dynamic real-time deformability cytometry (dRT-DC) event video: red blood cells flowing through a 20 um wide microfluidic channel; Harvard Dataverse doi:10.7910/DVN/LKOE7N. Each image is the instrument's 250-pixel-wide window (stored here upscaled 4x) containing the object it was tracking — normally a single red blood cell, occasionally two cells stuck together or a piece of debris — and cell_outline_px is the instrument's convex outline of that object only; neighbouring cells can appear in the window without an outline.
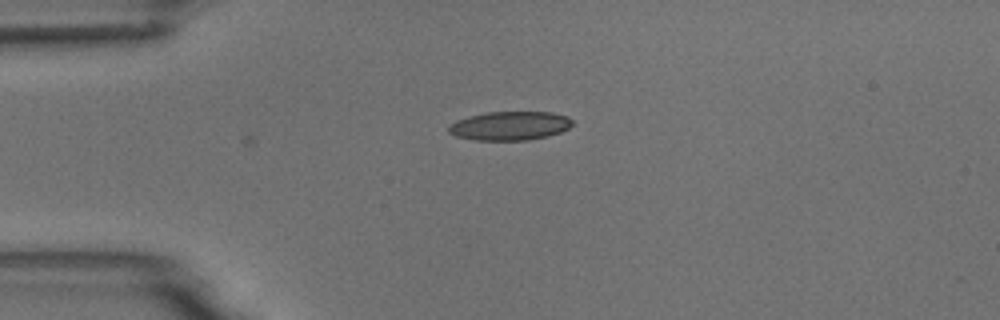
{"species": "common noctule bat (a hibernating species)", "species_latin": "Nyctalus noctula", "temperature_condition": "room temperature", "stored_images_in_passage": 5, "camera_frame_rate_fps": 3000, "um_per_image_px": 0.085, "animal": {"sex": "male", "body_mass_g": 18.8}, "frame": {"image": 1, "passage_image": 5, "time_ms": 5.333, "image_size_px": [1000, 320], "cell_outline_px": [[572, 124], [568, 128], [560, 132], [548, 136], [528, 140], [476, 140], [456, 136], [448, 132], [448, 128], [456, 120], [468, 116], [484, 112], [552, 112], [568, 116], [572, 120]], "centroid_in_image_um": [43.34, 10.69], "position_along_channel_um": 41.7, "area_um2": 20.81}}